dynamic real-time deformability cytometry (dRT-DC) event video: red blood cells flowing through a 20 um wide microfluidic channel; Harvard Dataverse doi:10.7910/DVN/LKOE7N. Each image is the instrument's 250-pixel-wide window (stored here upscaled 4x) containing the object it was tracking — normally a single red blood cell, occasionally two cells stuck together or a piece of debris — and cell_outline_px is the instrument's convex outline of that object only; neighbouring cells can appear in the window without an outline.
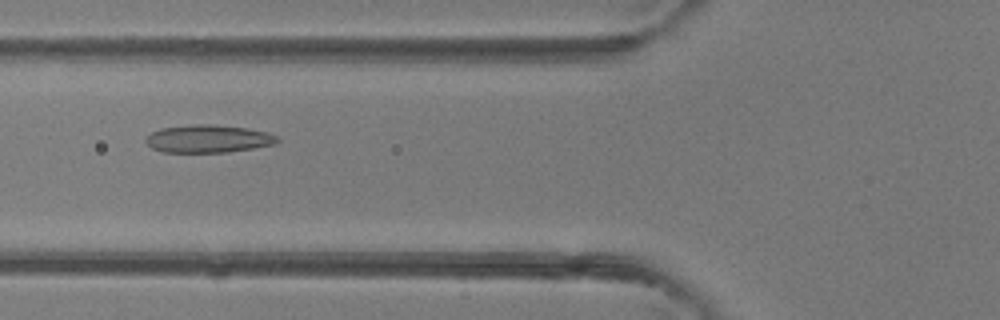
{"species": "common noctule bat (a hibernating species)", "species_latin": "Nyctalus noctula", "temperature_condition": "room temperature", "stored_images_in_passage": 5, "camera_frame_rate_fps": 3000, "um_per_image_px": 0.085, "animal": {"sex": "female"}, "frame": {"image": 1, "passage_image": 5, "time_ms": 5.333, "image_size_px": [1000, 320], "cell_outline_px": [[280, 140], [276, 144], [252, 148], [224, 152], [164, 152], [152, 148], [144, 140], [152, 132], [160, 128], [196, 124], [208, 124], [244, 128], [268, 132], [276, 136]], "centroid_in_image_um": [17.69, 11.79], "position_along_channel_um": 108.1, "area_um2": 21.04}}